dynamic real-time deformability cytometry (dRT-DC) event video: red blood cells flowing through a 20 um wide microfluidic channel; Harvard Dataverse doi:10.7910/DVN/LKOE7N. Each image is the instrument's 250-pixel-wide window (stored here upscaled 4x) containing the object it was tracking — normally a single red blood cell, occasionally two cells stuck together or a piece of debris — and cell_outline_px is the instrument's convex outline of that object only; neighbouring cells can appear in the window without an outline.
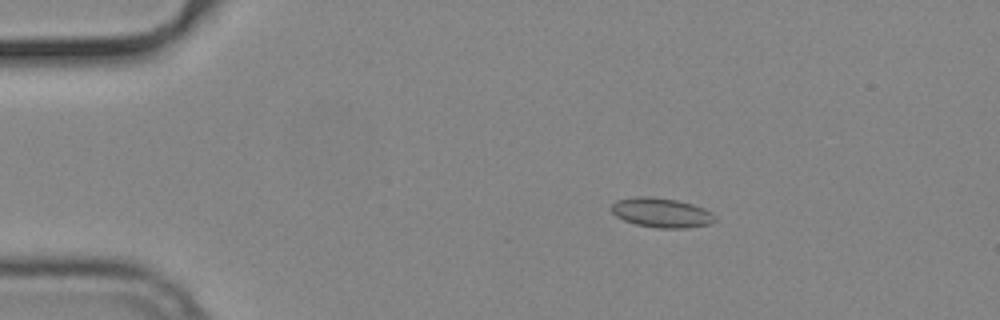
{"species": "common noctule bat (a hibernating species)", "species_latin": "Nyctalus noctula", "temperature_condition": "cold", "stored_images_in_passage": 56, "camera_frame_rate_fps": 3000, "um_per_image_px": 0.085, "animal": {"sex": "male", "body_mass_g": 19.2, "forearm_length_mm": 51.8}, "frame": {"image": 1, "passage_image": 11, "time_ms": 3.333, "image_size_px": [1000, 320], "cell_outline_px": [[716, 220], [712, 224], [688, 228], [656, 228], [636, 224], [624, 220], [616, 216], [612, 212], [612, 204], [616, 200], [636, 196], [652, 196], [676, 200], [692, 204], [704, 208], [712, 212]], "centroid_in_image_um": [56.24, 18.08], "position_along_channel_um": 28.8, "area_um2": 17.98}}
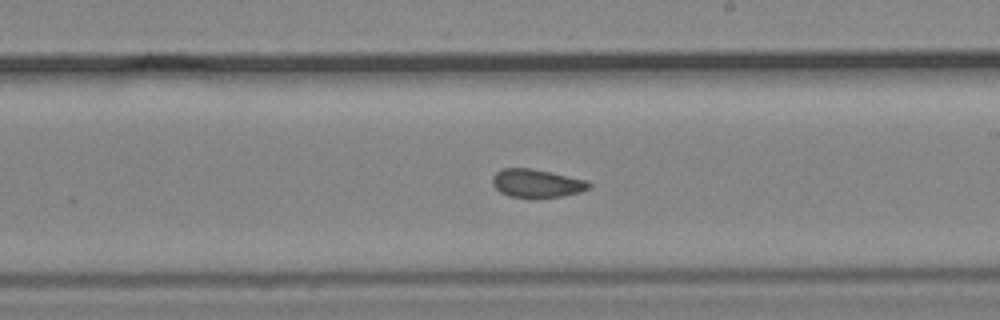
{"frame": {"image": 2, "passage_image": 33, "time_ms": 10.667, "image_size_px": [1000, 320], "cell_outline_px": [[592, 184], [588, 188], [580, 192], [560, 196], [536, 200], [532, 200], [508, 196], [500, 192], [492, 184], [492, 176], [496, 172], [504, 168], [532, 168], [552, 172], [588, 180]], "centroid_in_image_um": [45.61, 15.61], "position_along_channel_um": 243.4, "area_um2": 16.47}}
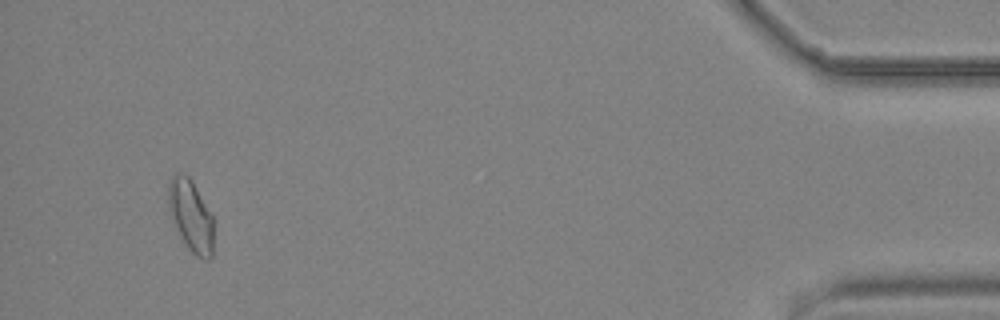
{"frame": {"image": 3, "passage_image": 53, "time_ms": 17.333, "image_size_px": [1000, 320], "cell_outline_px": [[212, 256], [208, 260], [204, 260], [196, 256], [188, 248], [168, 208], [168, 180], [176, 172], [180, 172], [188, 176], [192, 180], [212, 216]], "centroid_in_image_um": [16.21, 18.29], "position_along_channel_um": 419.0, "area_um2": 18.44}, "authors_computed_cell_mechanics": {"area_um2": 16.8776, "velocity_mm_per_s": 3.7577, "shape_relaxation_time_tau1_ms": 5.6186, "shape_relaxation_time_tau2_ms": 1.8678, "deformation_change_tau1": 0.0912, "deformation_change_tau2": 0.0759}}